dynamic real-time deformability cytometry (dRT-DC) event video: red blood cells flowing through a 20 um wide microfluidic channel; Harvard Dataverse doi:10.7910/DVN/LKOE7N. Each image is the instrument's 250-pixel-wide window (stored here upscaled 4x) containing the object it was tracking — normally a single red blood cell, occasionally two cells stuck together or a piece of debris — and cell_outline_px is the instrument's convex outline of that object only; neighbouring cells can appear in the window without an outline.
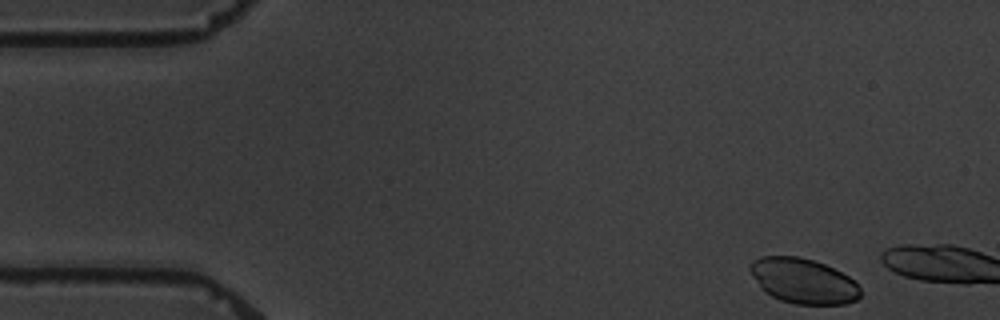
{"species": "common noctule bat (a hibernating species)", "species_latin": "Nyctalus noctula", "temperature_condition": "warm", "stored_images_in_passage": 2, "camera_frame_rate_fps": 3000, "um_per_image_px": 0.085, "animal": {"sex": "male", "body_mass_g": 19.5, "forearm_length_mm": 54.6}, "frame": {"image": 1, "passage_image": 1, "time_ms": 0.0, "image_size_px": [1000, 320], "cell_outline_px": [[860, 296], [856, 300], [844, 304], [796, 304], [780, 300], [764, 292], [760, 288], [748, 268], [752, 260], [760, 256], [800, 256], [824, 264], [856, 280], [860, 288]], "centroid_in_image_um": [68.26, 23.87], "position_along_channel_um": 16.7, "area_um2": 29.13}}